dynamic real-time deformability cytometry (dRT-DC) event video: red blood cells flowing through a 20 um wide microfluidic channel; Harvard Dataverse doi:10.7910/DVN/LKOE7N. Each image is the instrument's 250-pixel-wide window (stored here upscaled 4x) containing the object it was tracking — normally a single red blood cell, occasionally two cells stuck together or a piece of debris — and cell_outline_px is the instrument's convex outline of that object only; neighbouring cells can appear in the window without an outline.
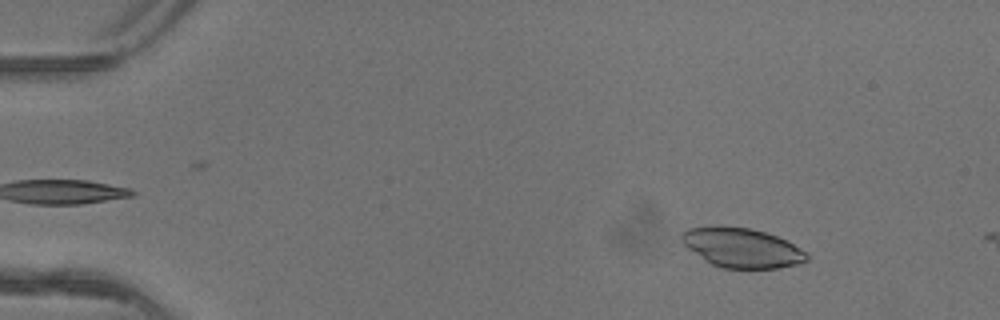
{"species": "common noctule bat (a hibernating species)", "species_latin": "Nyctalus noctula", "temperature_condition": "warm", "stored_images_in_passage": 6, "camera_frame_rate_fps": 3000, "um_per_image_px": 0.085, "animal": {"sex": "female"}, "frame": {"image": 1, "passage_image": 4, "time_ms": 1.0, "image_size_px": [1000, 320], "cell_outline_px": [[808, 260], [796, 264], [780, 268], [724, 268], [712, 264], [704, 260], [688, 248], [680, 240], [680, 236], [688, 228], [716, 224], [748, 228], [764, 232], [776, 236], [808, 252]], "centroid_in_image_um": [63.02, 21.04], "position_along_channel_um": 22.0, "area_um2": 28.9}}